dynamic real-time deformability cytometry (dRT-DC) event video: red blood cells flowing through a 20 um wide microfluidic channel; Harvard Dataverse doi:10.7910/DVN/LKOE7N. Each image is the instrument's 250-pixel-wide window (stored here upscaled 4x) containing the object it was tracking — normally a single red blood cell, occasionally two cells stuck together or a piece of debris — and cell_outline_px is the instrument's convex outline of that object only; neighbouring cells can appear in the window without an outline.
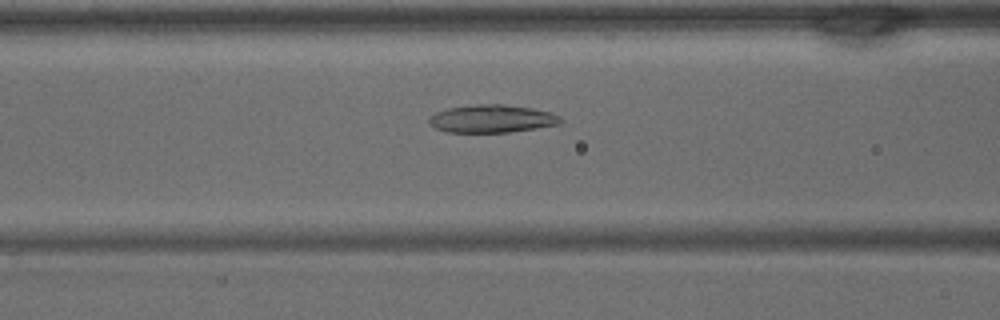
{"species": "common noctule bat (a hibernating species)", "species_latin": "Nyctalus noctula", "temperature_condition": "warm", "stored_images_in_passage": 33, "camera_frame_rate_fps": 3000, "um_per_image_px": 0.085, "animal": {"sex": "male", "body_mass_g": 15.6}, "frame": {"image": 1, "passage_image": 9, "time_ms": 2.667, "image_size_px": [1000, 320], "cell_outline_px": [[564, 120], [560, 124], [512, 132], [448, 132], [436, 128], [428, 124], [428, 116], [436, 112], [448, 108], [476, 104], [504, 104], [532, 108], [552, 112], [560, 116]], "centroid_in_image_um": [41.82, 10.09], "position_along_channel_um": 124.8, "area_um2": 21.56}}
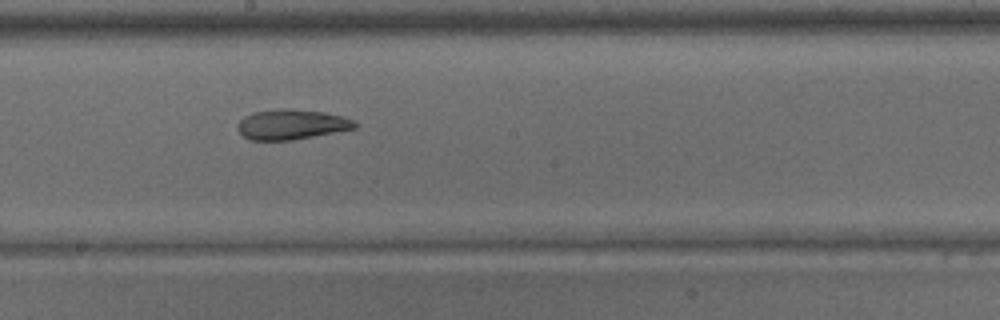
{"frame": {"image": 2, "passage_image": 15, "time_ms": 4.667, "image_size_px": [1000, 320], "cell_outline_px": [[356, 128], [292, 140], [248, 140], [236, 128], [236, 124], [244, 116], [252, 112], [276, 108], [288, 108], [324, 112], [340, 116], [352, 120], [356, 124]], "centroid_in_image_um": [24.7, 10.57], "position_along_channel_um": 223.5, "area_um2": 20.58}}
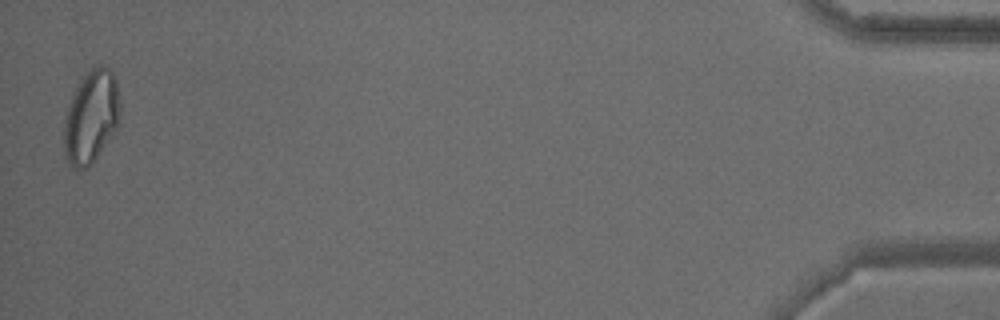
{"frame": {"image": 3, "passage_image": 33, "time_ms": 10.667, "image_size_px": [1000, 320], "cell_outline_px": [[120, 124], [88, 168], [72, 168], [68, 160], [64, 148], [64, 124], [68, 108], [72, 96], [84, 72], [96, 64], [104, 64], [116, 76], [120, 96]], "centroid_in_image_um": [7.79, 9.86], "position_along_channel_um": 427.4, "area_um2": 30.63}}